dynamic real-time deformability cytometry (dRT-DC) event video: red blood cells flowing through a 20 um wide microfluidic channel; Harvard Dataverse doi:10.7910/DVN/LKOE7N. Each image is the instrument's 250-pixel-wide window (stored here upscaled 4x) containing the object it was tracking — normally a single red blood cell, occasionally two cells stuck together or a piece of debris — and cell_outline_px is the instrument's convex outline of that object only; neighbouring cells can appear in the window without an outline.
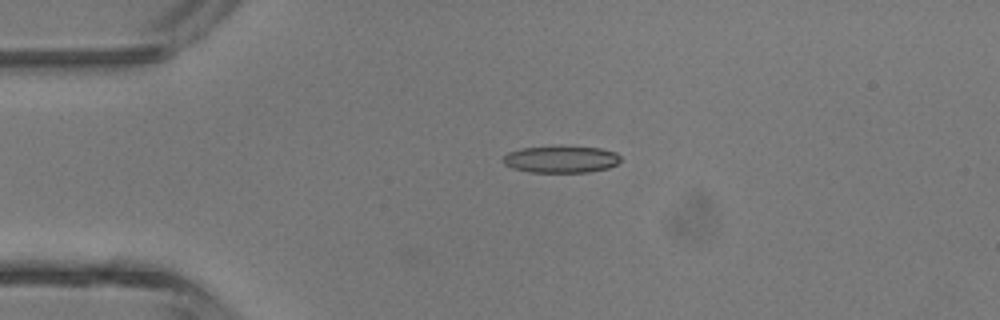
{"species": "common noctule bat (a hibernating species)", "species_latin": "Nyctalus noctula", "temperature_condition": "room temperature", "stored_images_in_passage": 4, "camera_frame_rate_fps": 3000, "um_per_image_px": 0.085, "animal": {"sex": "male", "body_mass_g": 13.3}, "frame": {"image": 1, "passage_image": 3, "time_ms": 3.0, "image_size_px": [1000, 320], "cell_outline_px": [[620, 160], [616, 164], [608, 168], [588, 172], [528, 172], [512, 168], [504, 164], [504, 156], [508, 152], [520, 148], [600, 148], [616, 152], [620, 156]], "centroid_in_image_um": [47.68, 13.57], "position_along_channel_um": 37.3, "area_um2": 17.86}}